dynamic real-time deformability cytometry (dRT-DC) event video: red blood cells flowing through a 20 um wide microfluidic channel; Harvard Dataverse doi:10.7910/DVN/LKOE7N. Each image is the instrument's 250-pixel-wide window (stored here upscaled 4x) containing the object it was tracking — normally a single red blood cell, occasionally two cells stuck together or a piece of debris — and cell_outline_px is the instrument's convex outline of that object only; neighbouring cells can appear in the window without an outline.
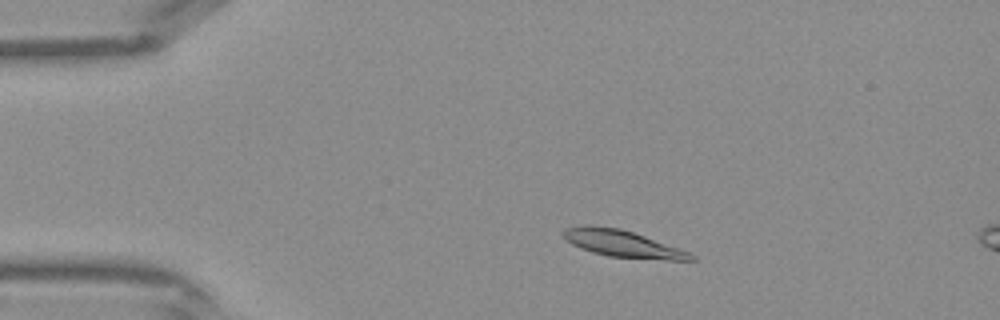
{"species": "Egyptian fruit bat (a non-hibernating species)", "species_latin": "Rousettus aegyptiacus", "temperature_condition": "warm", "stored_images_in_passage": 10, "camera_frame_rate_fps": 3000, "um_per_image_px": 0.085, "frame": {"image": 1, "passage_image": 6, "time_ms": 1.667, "image_size_px": [1000, 320], "cell_outline_px": [[696, 260], [668, 260], [608, 256], [592, 252], [580, 248], [572, 244], [560, 232], [564, 228], [584, 224], [592, 224], [620, 228], [644, 236], [688, 252], [696, 256]], "centroid_in_image_um": [52.84, 20.69], "position_along_channel_um": 32.2, "area_um2": 19.88}}